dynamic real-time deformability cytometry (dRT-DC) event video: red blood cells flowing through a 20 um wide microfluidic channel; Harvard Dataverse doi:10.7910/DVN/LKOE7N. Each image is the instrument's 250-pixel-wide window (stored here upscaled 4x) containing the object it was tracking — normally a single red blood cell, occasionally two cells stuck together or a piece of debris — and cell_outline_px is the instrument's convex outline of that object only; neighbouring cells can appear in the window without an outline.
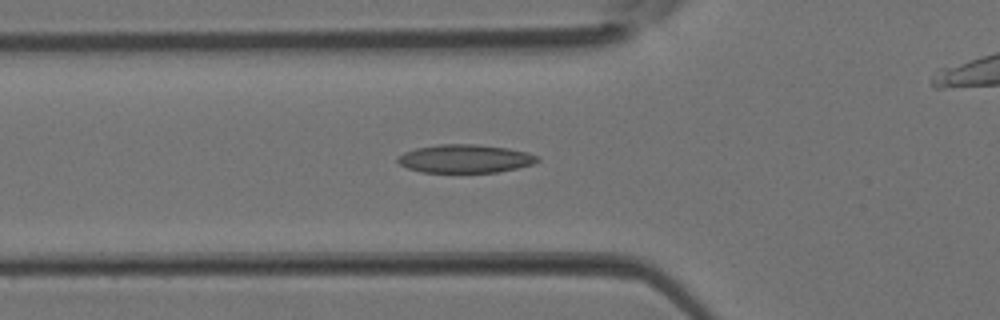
{"species": "Egyptian fruit bat (a non-hibernating species)", "species_latin": "Rousettus aegyptiacus", "temperature_condition": "room temperature", "stored_images_in_passage": 34, "camera_frame_rate_fps": 3000, "um_per_image_px": 0.085, "animal": {"sex": "female"}, "frame": {"image": 1, "passage_image": 9, "time_ms": 2.667, "image_size_px": [1000, 320], "cell_outline_px": [[540, 160], [532, 164], [516, 168], [496, 172], [420, 172], [408, 168], [400, 164], [396, 160], [396, 156], [404, 152], [416, 148], [440, 144], [476, 144], [508, 148], [528, 152], [536, 156]], "centroid_in_image_um": [39.5, 13.48], "position_along_channel_um": 86.3, "area_um2": 23.0}}
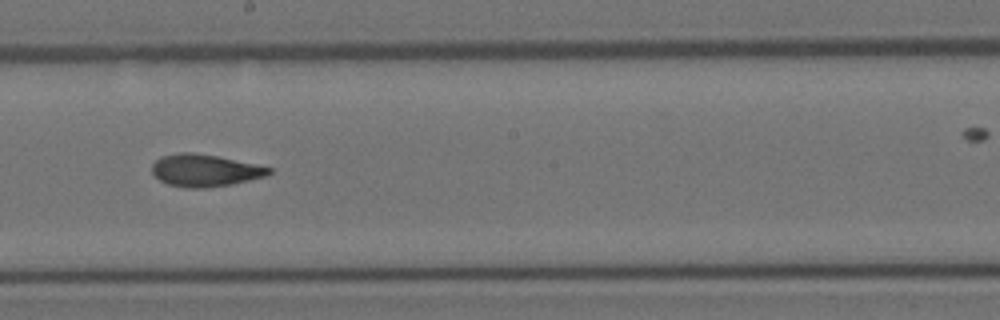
{"frame": {"image": 2, "passage_image": 17, "time_ms": 5.333, "image_size_px": [1000, 320], "cell_outline_px": [[272, 172], [264, 176], [232, 184], [204, 188], [188, 188], [168, 184], [160, 180], [152, 172], [152, 164], [160, 156], [180, 152], [192, 152], [216, 156], [272, 168]], "centroid_in_image_um": [17.37, 14.48], "position_along_channel_um": 230.8, "area_um2": 21.68}}
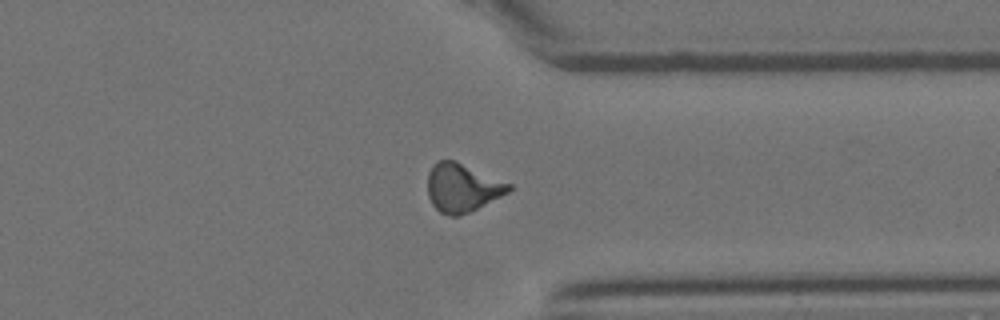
{"frame": {"image": 3, "passage_image": 25, "time_ms": 8.0, "image_size_px": [1000, 320], "cell_outline_px": [[512, 188], [508, 192], [460, 216], [452, 216], [440, 212], [432, 204], [428, 196], [428, 172], [432, 164], [436, 160], [456, 160], [512, 184]], "centroid_in_image_um": [39.26, 15.92], "position_along_channel_um": 372.1, "area_um2": 22.83}}